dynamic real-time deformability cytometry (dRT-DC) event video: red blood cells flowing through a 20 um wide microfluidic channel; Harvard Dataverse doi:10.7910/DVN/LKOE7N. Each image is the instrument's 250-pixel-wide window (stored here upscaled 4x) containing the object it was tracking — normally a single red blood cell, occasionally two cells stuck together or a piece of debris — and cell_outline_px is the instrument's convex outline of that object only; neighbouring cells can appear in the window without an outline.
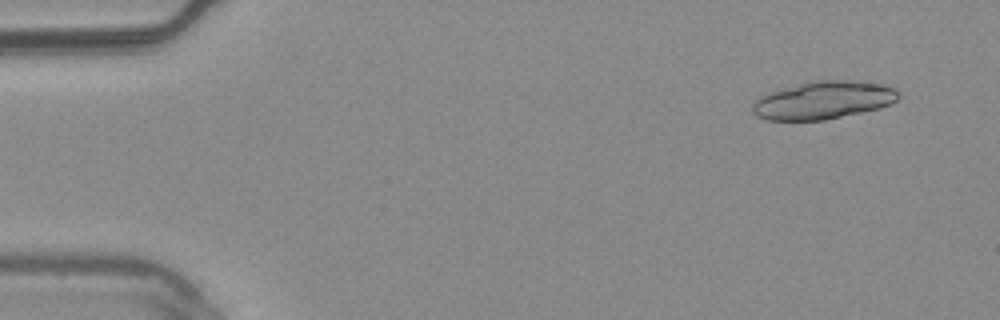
{"species": "common noctule bat (a hibernating species)", "species_latin": "Nyctalus noctula", "temperature_condition": "warm", "stored_images_in_passage": 7, "camera_frame_rate_fps": 3000, "um_per_image_px": 0.085, "animal": {"sex": "male", "body_mass_g": 20.4}, "frame": {"image": 1, "passage_image": 2, "time_ms": 0.333, "image_size_px": [1000, 320], "cell_outline_px": [[900, 96], [896, 100], [880, 108], [824, 120], [764, 120], [756, 116], [752, 112], [752, 104], [760, 96], [772, 92], [812, 80], [856, 80], [884, 84], [896, 88], [900, 92]], "centroid_in_image_um": [70.01, 8.51], "position_along_channel_um": 15.0, "area_um2": 32.25}}
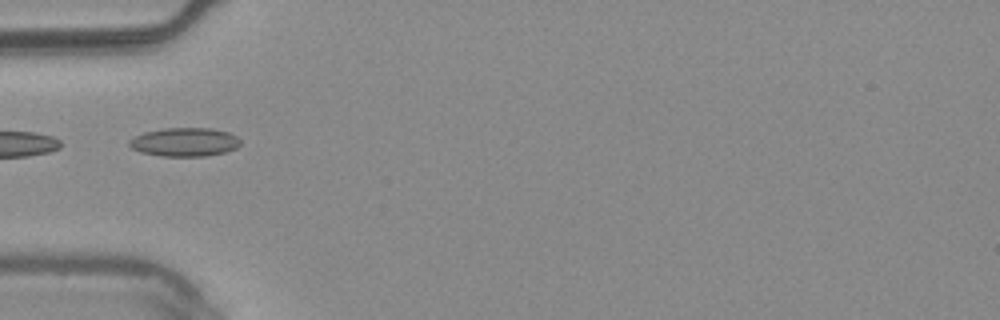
{"frame": {"image": 2, "passage_image": 6, "time_ms": 1.667, "image_size_px": [1000, 320], "cell_outline_px": [[240, 144], [236, 148], [224, 152], [204, 156], [160, 156], [140, 152], [132, 148], [128, 144], [128, 140], [144, 132], [164, 128], [212, 128], [228, 132], [236, 136], [240, 140]], "centroid_in_image_um": [15.67, 12.07], "position_along_channel_um": 69.3, "area_um2": 18.55}}